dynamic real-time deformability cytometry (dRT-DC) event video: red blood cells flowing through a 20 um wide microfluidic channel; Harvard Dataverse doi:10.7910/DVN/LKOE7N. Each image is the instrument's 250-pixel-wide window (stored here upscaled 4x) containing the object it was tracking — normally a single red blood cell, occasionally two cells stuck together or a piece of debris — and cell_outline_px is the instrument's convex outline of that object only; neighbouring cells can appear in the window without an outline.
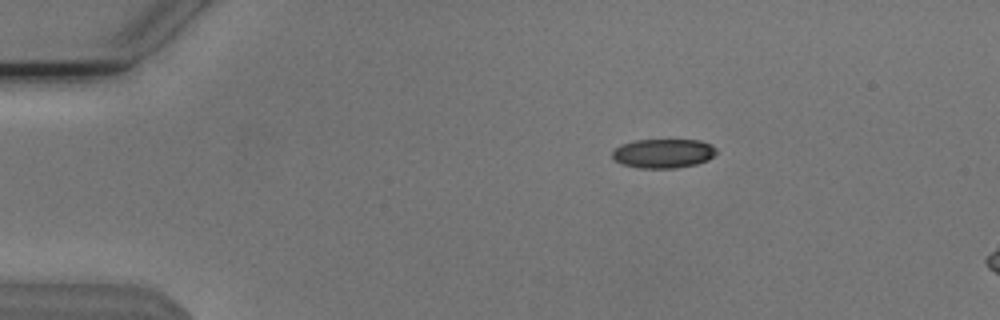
{"species": "Egyptian fruit bat (a non-hibernating species)", "species_latin": "Rousettus aegyptiacus", "temperature_condition": "cold", "stored_images_in_passage": 8, "camera_frame_rate_fps": 3000, "um_per_image_px": 0.085, "animal": {"sex": "male"}, "frame": {"image": 1, "passage_image": 2, "time_ms": 0.333, "image_size_px": [1000, 320], "cell_outline_px": [[716, 152], [708, 160], [696, 164], [676, 168], [640, 168], [620, 164], [612, 156], [612, 152], [620, 144], [636, 140], [700, 140], [712, 144], [716, 148]], "centroid_in_image_um": [56.38, 13.04], "position_along_channel_um": 28.6, "area_um2": 17.74}}